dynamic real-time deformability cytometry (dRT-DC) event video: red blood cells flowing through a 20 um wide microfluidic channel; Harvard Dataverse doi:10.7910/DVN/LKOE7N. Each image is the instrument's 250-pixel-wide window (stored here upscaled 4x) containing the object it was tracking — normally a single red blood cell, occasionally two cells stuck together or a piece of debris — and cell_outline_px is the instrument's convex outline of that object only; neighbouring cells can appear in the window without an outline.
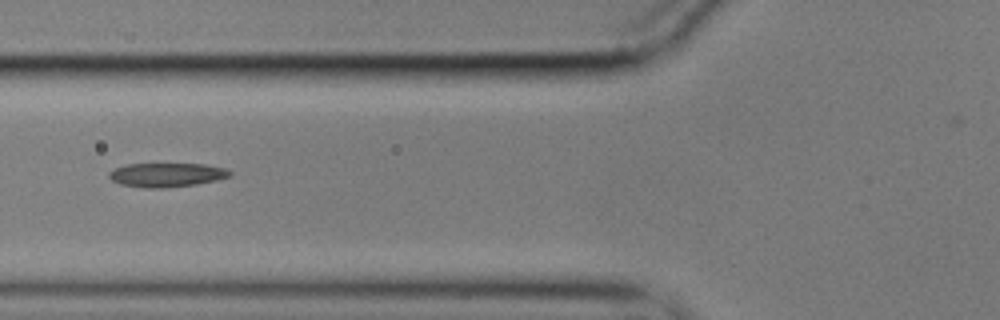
{"species": "common noctule bat (a hibernating species)", "species_latin": "Nyctalus noctula", "temperature_condition": "cold", "stored_images_in_passage": 23, "camera_frame_rate_fps": 3000, "um_per_image_px": 0.085, "animal": {"sex": "male", "body_mass_g": 17.9}, "frame": {"image": 1, "passage_image": 6, "time_ms": 1.667, "image_size_px": [1000, 320], "cell_outline_px": [[232, 176], [216, 180], [196, 184], [164, 188], [144, 188], [120, 184], [112, 180], [108, 176], [108, 172], [116, 168], [128, 164], [204, 164], [228, 168], [232, 172]], "centroid_in_image_um": [14.2, 14.86], "position_along_channel_um": 111.6, "area_um2": 16.99}}
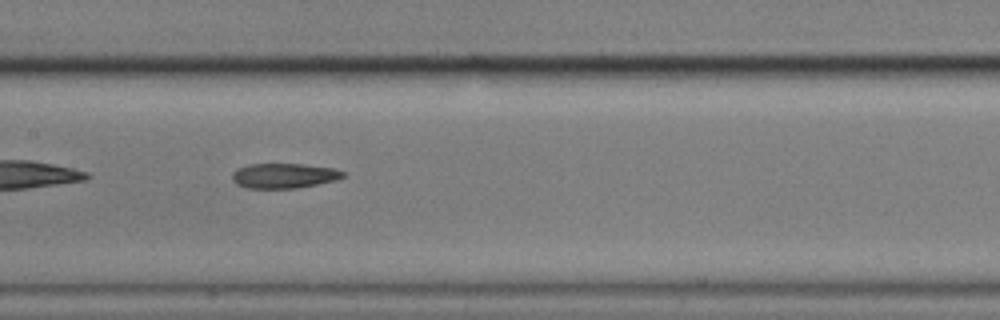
{"frame": {"image": 2, "passage_image": 12, "time_ms": 3.667, "image_size_px": [1000, 320], "cell_outline_px": [[344, 176], [336, 180], [296, 188], [248, 188], [236, 184], [232, 180], [232, 172], [236, 168], [248, 164], [304, 164], [332, 168], [344, 172]], "centroid_in_image_um": [24.08, 14.93], "position_along_channel_um": 183.3, "area_um2": 16.07}}